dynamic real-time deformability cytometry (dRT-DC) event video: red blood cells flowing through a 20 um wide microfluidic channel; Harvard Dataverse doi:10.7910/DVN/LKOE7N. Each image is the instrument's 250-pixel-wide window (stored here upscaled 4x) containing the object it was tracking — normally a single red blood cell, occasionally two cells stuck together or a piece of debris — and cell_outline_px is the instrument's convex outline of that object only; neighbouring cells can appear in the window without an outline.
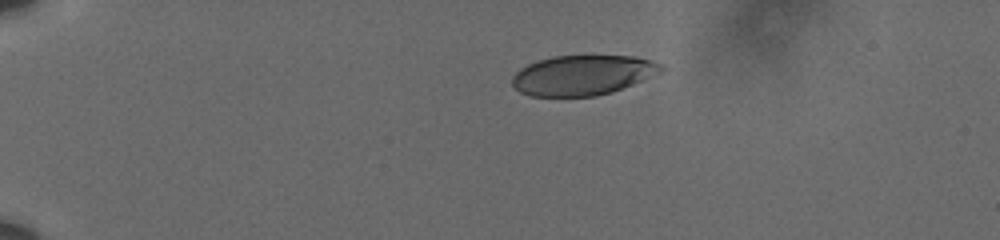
{"species": "human", "species_latin": "Homo sapiens", "temperature_condition": "cold", "stored_images_in_passage": 46, "camera_frame_rate_fps": 3000, "um_per_image_px": 0.085, "donor": {"sex": "male"}, "frame": {"image": 1, "passage_image": 1, "time_ms": 0.0, "image_size_px": [1000, 240], "cell_outline_px": [[664, 68], [660, 72], [632, 84], [612, 92], [596, 96], [532, 96], [520, 92], [512, 84], [512, 76], [520, 68], [536, 60], [552, 56], [632, 56], [652, 60], [660, 64]], "centroid_in_image_um": [49.49, 6.38], "position_along_channel_um": 35.5, "area_um2": 34.51}}
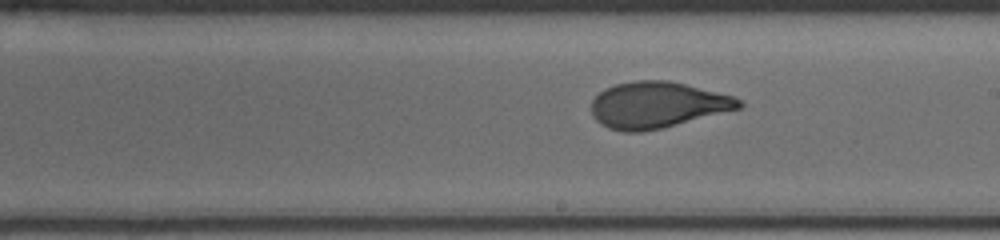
{"frame": {"image": 2, "passage_image": 24, "time_ms": 7.667, "image_size_px": [1000, 240], "cell_outline_px": [[744, 104], [740, 108], [660, 128], [640, 132], [624, 132], [608, 128], [600, 124], [596, 120], [592, 112], [592, 100], [604, 88], [616, 84], [636, 80], [668, 80], [732, 96], [740, 100]], "centroid_in_image_um": [55.82, 8.92], "position_along_channel_um": 233.2, "area_um2": 39.25}}
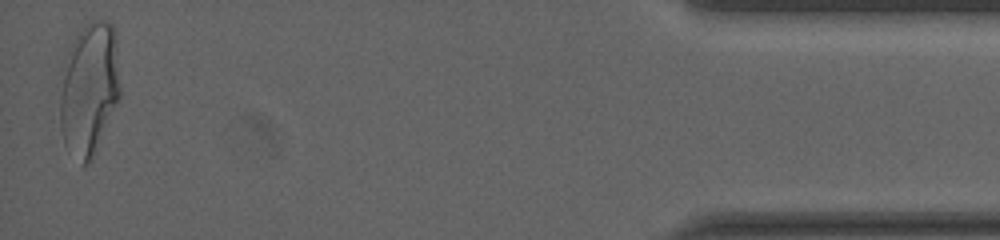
{"frame": {"image": 3, "passage_image": 46, "time_ms": 15.0, "image_size_px": [1000, 240], "cell_outline_px": [[120, 96], [96, 152], [92, 160], [84, 164], [64, 144], [60, 128], [60, 96], [68, 52], [72, 40], [76, 32], [88, 20], [104, 20], [112, 24], [116, 32], [120, 88]], "centroid_in_image_um": [7.61, 7.5], "position_along_channel_um": 427.6, "area_um2": 46.53}, "authors_computed_cell_mechanics": {"area_um2": 39.7375, "velocity_mm_per_s": 3.6136, "shape_relaxation_time_tau1_ms": 4.6922, "shape_relaxation_time_tau2_ms": 0.7868, "deformation_change_tau1": 0.1967, "deformation_change_tau2": 0.0674}}